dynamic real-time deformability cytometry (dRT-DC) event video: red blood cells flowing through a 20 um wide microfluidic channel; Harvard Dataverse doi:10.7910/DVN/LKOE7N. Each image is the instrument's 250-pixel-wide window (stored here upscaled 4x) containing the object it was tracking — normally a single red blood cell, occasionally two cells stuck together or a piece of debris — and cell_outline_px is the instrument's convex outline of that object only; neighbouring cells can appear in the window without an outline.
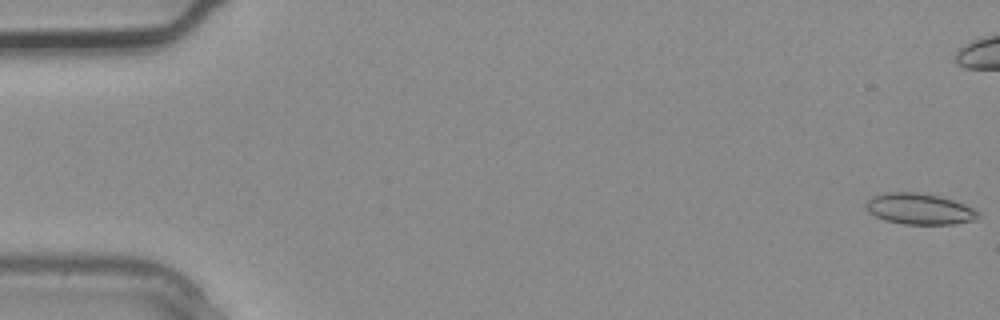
{"species": "common noctule bat (a hibernating species)", "species_latin": "Nyctalus noctula", "temperature_condition": "warm", "stored_images_in_passage": 3, "segment_of_instrument_passage": [2, 2], "camera_frame_rate_fps": 3000, "um_per_image_px": 0.085, "animal": {"sex": "male", "body_mass_g": 20.4}, "frame": {"image": 1, "passage_image": 3, "time_ms": 0.667, "image_size_px": [1000, 320], "cell_outline_px": [[980, 216], [976, 220], [952, 224], [904, 224], [884, 220], [868, 212], [864, 204], [872, 196], [884, 192], [916, 192], [936, 196], [952, 200], [964, 204], [980, 212]], "centroid_in_image_um": [78.13, 17.76], "position_along_channel_um": 6.9, "area_um2": 20.29}}